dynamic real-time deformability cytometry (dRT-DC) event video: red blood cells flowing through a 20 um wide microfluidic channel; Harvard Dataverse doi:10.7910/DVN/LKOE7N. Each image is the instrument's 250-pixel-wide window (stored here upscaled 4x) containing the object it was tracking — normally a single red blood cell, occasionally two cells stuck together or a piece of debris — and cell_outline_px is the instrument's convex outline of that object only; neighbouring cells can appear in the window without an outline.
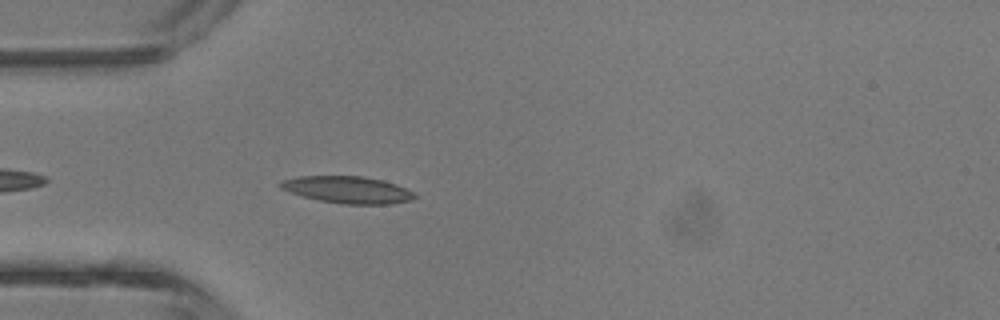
{"species": "common noctule bat (a hibernating species)", "species_latin": "Nyctalus noctula", "temperature_condition": "room temperature", "stored_images_in_passage": 2, "camera_frame_rate_fps": 3000, "um_per_image_px": 0.085, "animal": {"sex": "male", "body_mass_g": 13.3}, "frame": {"image": 1, "passage_image": 2, "time_ms": 1.0, "image_size_px": [1000, 320], "cell_outline_px": [[416, 196], [408, 200], [388, 204], [344, 204], [320, 200], [304, 196], [280, 188], [276, 184], [280, 180], [300, 176], [364, 176], [384, 180], [396, 184], [412, 192]], "centroid_in_image_um": [29.5, 16.11], "position_along_channel_um": 55.5, "area_um2": 20.87}}